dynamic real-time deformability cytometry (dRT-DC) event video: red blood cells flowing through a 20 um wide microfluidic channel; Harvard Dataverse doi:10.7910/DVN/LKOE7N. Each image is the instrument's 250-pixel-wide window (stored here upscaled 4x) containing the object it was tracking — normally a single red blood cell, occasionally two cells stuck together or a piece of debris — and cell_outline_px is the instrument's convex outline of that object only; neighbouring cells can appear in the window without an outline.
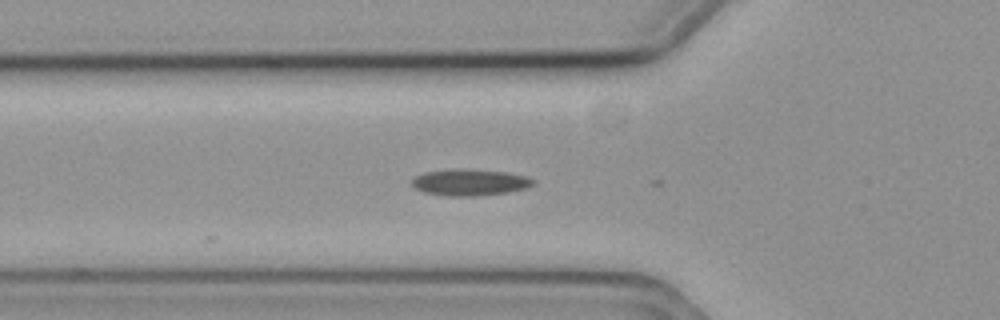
{"species": "common noctule bat (a hibernating species)", "species_latin": "Nyctalus noctula", "temperature_condition": "cold", "stored_images_in_passage": 6, "camera_frame_rate_fps": 3000, "um_per_image_px": 0.085, "animal": {"sex": "female", "body_mass_g": 19.3, "forearm_length_mm": 54.1}, "frame": {"image": 1, "passage_image": 6, "time_ms": 1.667, "image_size_px": [1000, 320], "cell_outline_px": [[536, 180], [528, 188], [508, 192], [476, 196], [448, 196], [424, 192], [416, 188], [412, 184], [412, 180], [416, 176], [428, 172], [508, 172], [528, 176]], "centroid_in_image_um": [40.03, 15.56], "position_along_channel_um": 85.8, "area_um2": 17.51}}